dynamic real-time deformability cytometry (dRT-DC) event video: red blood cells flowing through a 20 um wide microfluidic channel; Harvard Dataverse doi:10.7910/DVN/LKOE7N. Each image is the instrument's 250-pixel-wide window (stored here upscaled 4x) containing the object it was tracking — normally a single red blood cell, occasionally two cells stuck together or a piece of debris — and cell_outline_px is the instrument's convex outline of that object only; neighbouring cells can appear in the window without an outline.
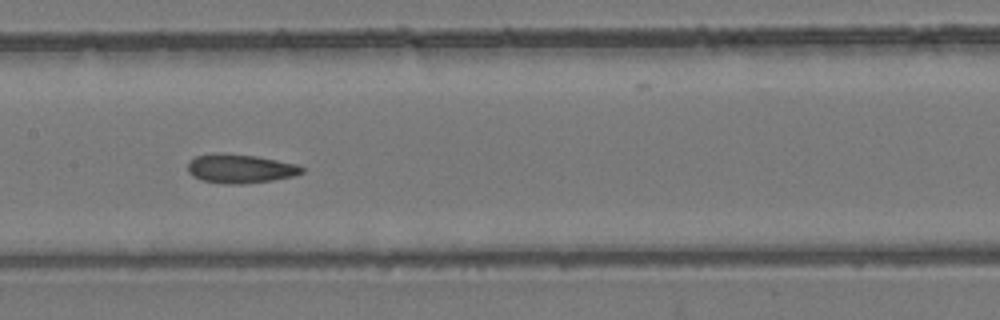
{"species": "common noctule bat (a hibernating species)", "species_latin": "Nyctalus noctula", "temperature_condition": "room temperature", "stored_images_in_passage": 9, "camera_frame_rate_fps": 3000, "um_per_image_px": 0.085, "animal": {"sex": "female", "body_mass_g": 24.6, "forearm_length_mm": 56.2}, "frame": {"image": 1, "passage_image": 6, "time_ms": 1.667, "image_size_px": [1000, 320], "cell_outline_px": [[304, 172], [292, 176], [272, 180], [244, 184], [224, 184], [200, 180], [192, 176], [188, 172], [188, 160], [196, 156], [216, 152], [256, 156], [296, 164], [304, 168]], "centroid_in_image_um": [20.36, 14.33], "position_along_channel_um": 187.0, "area_um2": 19.36}}
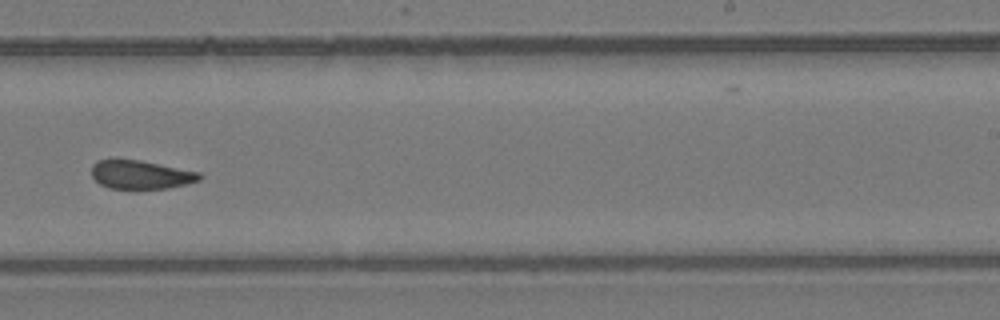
{"frame": {"image": 2, "passage_image": 8, "time_ms": 2.333, "image_size_px": [1000, 320], "cell_outline_px": [[204, 176], [200, 180], [188, 184], [168, 188], [132, 192], [108, 188], [100, 184], [92, 176], [92, 164], [96, 160], [140, 160], [200, 172]], "centroid_in_image_um": [11.98, 14.9], "position_along_channel_um": 277.0, "area_um2": 18.79}}
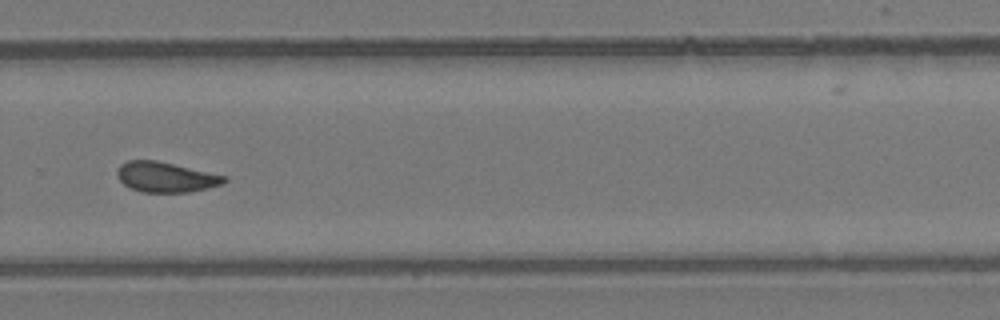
{"frame": {"image": 3, "passage_image": 9, "time_ms": 2.667, "image_size_px": [1000, 320], "cell_outline_px": [[228, 180], [224, 184], [208, 188], [188, 192], [140, 192], [124, 184], [120, 180], [116, 172], [120, 164], [128, 160], [156, 160], [228, 176]], "centroid_in_image_um": [14.12, 15.05], "position_along_channel_um": 315.7, "area_um2": 18.9}}